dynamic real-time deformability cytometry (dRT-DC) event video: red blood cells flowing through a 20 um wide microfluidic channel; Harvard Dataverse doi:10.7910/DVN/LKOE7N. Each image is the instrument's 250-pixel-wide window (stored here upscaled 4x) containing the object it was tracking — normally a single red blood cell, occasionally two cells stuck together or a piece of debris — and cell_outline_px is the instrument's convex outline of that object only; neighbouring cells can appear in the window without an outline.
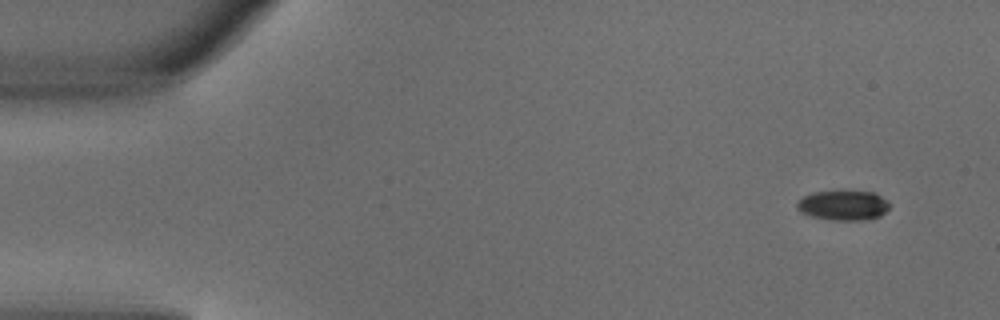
{"species": "common noctule bat (a hibernating species)", "species_latin": "Nyctalus noctula", "temperature_condition": "warm", "stored_images_in_passage": 4, "camera_frame_rate_fps": 3000, "um_per_image_px": 0.085, "animal": {"sex": "male", "body_mass_g": 18.8}, "frame": {"image": 1, "passage_image": 1, "time_ms": 0.0, "image_size_px": [1000, 320], "cell_outline_px": [[888, 208], [880, 216], [864, 220], [836, 220], [812, 216], [796, 208], [796, 204], [804, 196], [812, 192], [848, 188], [872, 192], [880, 196], [888, 204]], "centroid_in_image_um": [71.67, 17.39], "position_along_channel_um": 13.3, "area_um2": 16.36}}
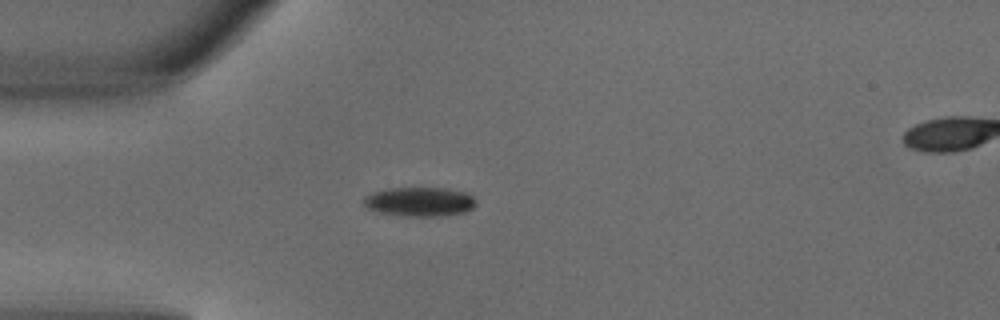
{"frame": {"image": 2, "passage_image": 3, "time_ms": 0.667, "image_size_px": [1000, 320], "cell_outline_px": [[476, 204], [472, 208], [464, 212], [440, 216], [404, 216], [380, 212], [368, 208], [364, 204], [364, 196], [372, 192], [388, 188], [444, 188], [464, 192], [472, 196], [476, 200]], "centroid_in_image_um": [35.66, 17.14], "position_along_channel_um": 49.3, "area_um2": 19.02}}